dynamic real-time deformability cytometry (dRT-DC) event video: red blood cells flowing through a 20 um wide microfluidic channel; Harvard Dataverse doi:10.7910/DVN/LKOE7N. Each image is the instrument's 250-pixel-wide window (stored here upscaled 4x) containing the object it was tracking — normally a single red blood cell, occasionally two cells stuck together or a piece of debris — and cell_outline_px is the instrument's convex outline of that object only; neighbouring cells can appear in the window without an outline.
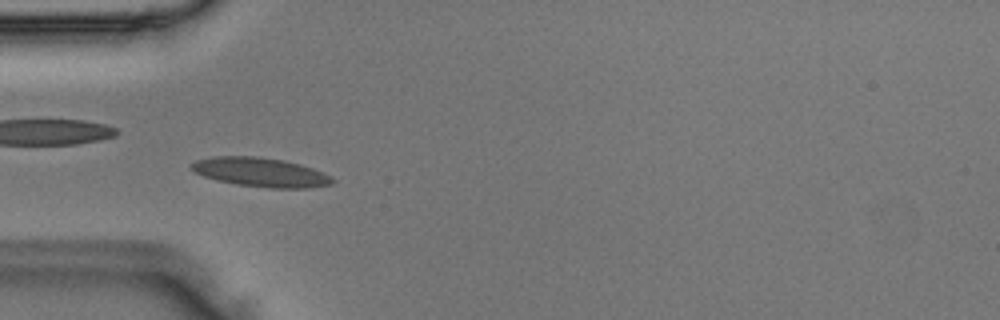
{"species": "Egyptian fruit bat (a non-hibernating species)", "species_latin": "Rousettus aegyptiacus", "temperature_condition": "room temperature", "stored_images_in_passage": 48, "camera_frame_rate_fps": 3000, "um_per_image_px": 0.085, "animal": {"sex": "male"}, "frame": {"image": 1, "passage_image": 14, "time_ms": 4.333, "image_size_px": [1000, 320], "cell_outline_px": [[336, 180], [332, 184], [308, 188], [268, 188], [236, 184], [216, 180], [204, 176], [196, 172], [192, 168], [192, 164], [196, 160], [212, 156], [256, 156], [284, 160], [300, 164], [324, 172], [332, 176]], "centroid_in_image_um": [22.2, 14.64], "position_along_channel_um": 62.8, "area_um2": 23.99}}
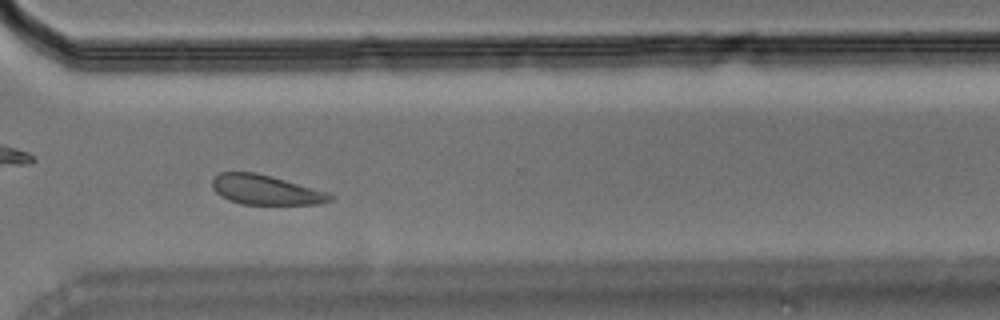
{"frame": {"image": 2, "passage_image": 35, "time_ms": 11.333, "image_size_px": [1000, 320], "cell_outline_px": [[336, 196], [332, 200], [320, 204], [240, 204], [228, 200], [220, 196], [212, 188], [212, 180], [220, 172], [256, 172], [328, 192]], "centroid_in_image_um": [22.58, 16.14], "position_along_channel_um": 348.0, "area_um2": 20.4}}